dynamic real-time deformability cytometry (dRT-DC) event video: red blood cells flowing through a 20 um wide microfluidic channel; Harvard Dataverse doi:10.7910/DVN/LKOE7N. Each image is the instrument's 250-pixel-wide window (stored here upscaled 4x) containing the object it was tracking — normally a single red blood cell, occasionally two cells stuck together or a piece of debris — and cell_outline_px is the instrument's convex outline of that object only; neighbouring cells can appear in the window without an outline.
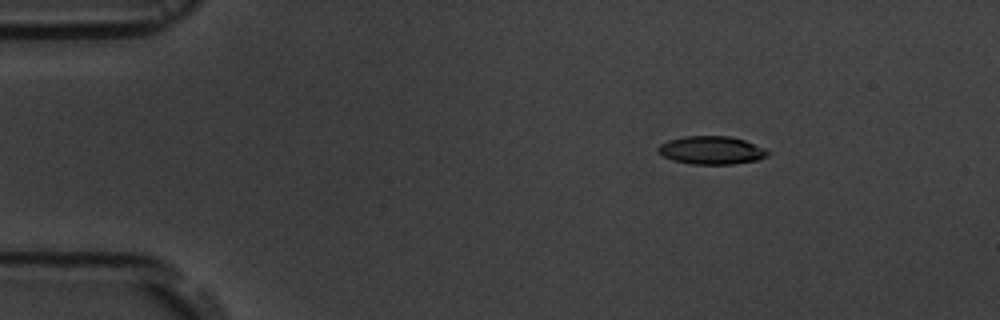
{"species": "common noctule bat (a hibernating species)", "species_latin": "Nyctalus noctula", "temperature_condition": "room temperature", "stored_images_in_passage": 5, "segment_of_instrument_passage": [1, 2], "camera_frame_rate_fps": 3000, "um_per_image_px": 0.085, "animal": {"sex": "male", "body_mass_g": 19.5, "forearm_length_mm": 54.6}, "frame": {"image": 1, "passage_image": 2, "time_ms": 2.0, "image_size_px": [1000, 320], "cell_outline_px": [[768, 156], [760, 160], [732, 164], [692, 164], [672, 160], [656, 152], [656, 148], [660, 144], [668, 140], [684, 136], [732, 136], [744, 140], [764, 148], [768, 152]], "centroid_in_image_um": [60.45, 12.77], "position_along_channel_um": 24.5, "area_um2": 18.09}}